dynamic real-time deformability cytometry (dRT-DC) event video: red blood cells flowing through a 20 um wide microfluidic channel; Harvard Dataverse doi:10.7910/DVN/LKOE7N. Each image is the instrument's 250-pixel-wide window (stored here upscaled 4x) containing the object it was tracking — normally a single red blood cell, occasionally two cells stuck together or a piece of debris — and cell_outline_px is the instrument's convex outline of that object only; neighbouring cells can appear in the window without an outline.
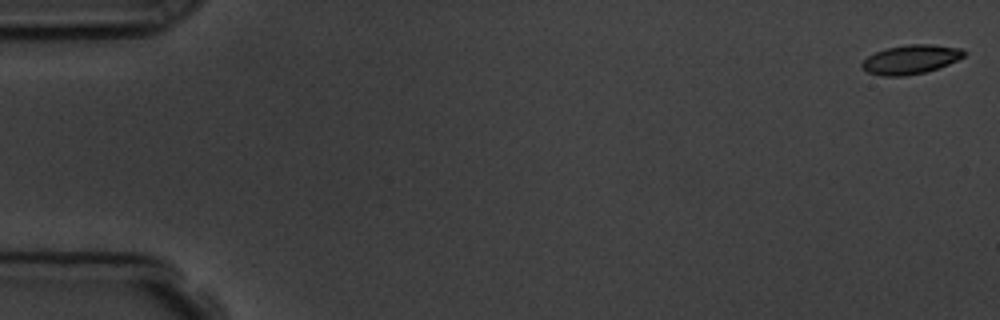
{"species": "common noctule bat (a hibernating species)", "species_latin": "Nyctalus noctula", "temperature_condition": "room temperature", "stored_images_in_passage": 8, "camera_frame_rate_fps": 3000, "um_per_image_px": 0.085, "animal": {"sex": "male", "body_mass_g": 19.5, "forearm_length_mm": 54.6}, "frame": {"image": 1, "passage_image": 1, "time_ms": 0.0, "image_size_px": [1000, 320], "cell_outline_px": [[968, 52], [964, 56], [948, 64], [924, 72], [904, 76], [884, 76], [868, 72], [860, 68], [860, 64], [868, 56], [876, 52], [888, 48], [908, 44], [932, 44], [960, 48]], "centroid_in_image_um": [77.4, 5.05], "position_along_channel_um": 7.6, "area_um2": 17.17}}
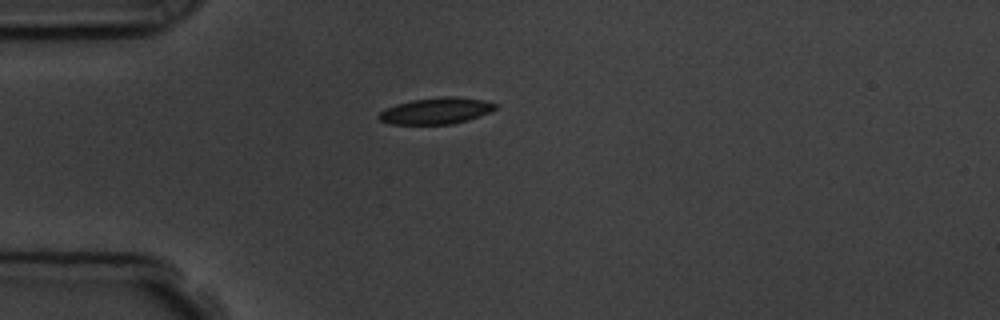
{"frame": {"image": 2, "passage_image": 5, "time_ms": 4.667, "image_size_px": [1000, 320], "cell_outline_px": [[496, 108], [480, 116], [468, 120], [452, 124], [392, 124], [380, 120], [376, 116], [384, 108], [396, 104], [412, 100], [440, 96], [452, 96], [484, 100], [496, 104]], "centroid_in_image_um": [37.04, 9.42], "position_along_channel_um": 48.0, "area_um2": 17.92}}
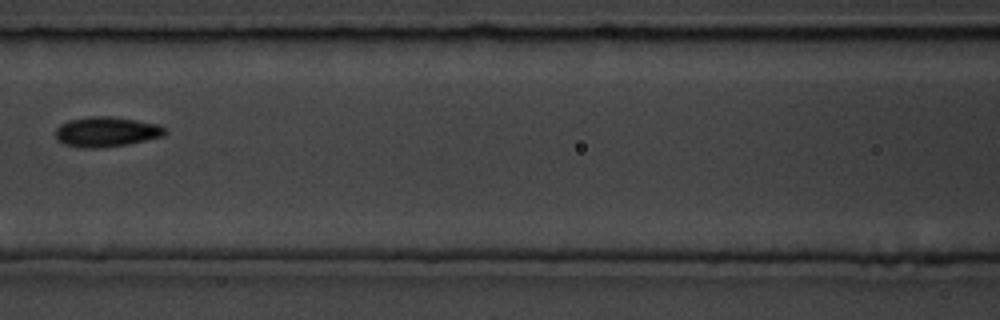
{"frame": {"image": 3, "passage_image": 8, "time_ms": 8.0, "image_size_px": [1000, 320], "cell_outline_px": [[168, 132], [164, 136], [128, 144], [96, 148], [84, 148], [64, 144], [56, 140], [56, 128], [60, 124], [68, 120], [88, 116], [112, 116], [136, 120], [156, 124], [164, 128]], "centroid_in_image_um": [9.02, 11.2], "position_along_channel_um": 157.6, "area_um2": 19.19}}